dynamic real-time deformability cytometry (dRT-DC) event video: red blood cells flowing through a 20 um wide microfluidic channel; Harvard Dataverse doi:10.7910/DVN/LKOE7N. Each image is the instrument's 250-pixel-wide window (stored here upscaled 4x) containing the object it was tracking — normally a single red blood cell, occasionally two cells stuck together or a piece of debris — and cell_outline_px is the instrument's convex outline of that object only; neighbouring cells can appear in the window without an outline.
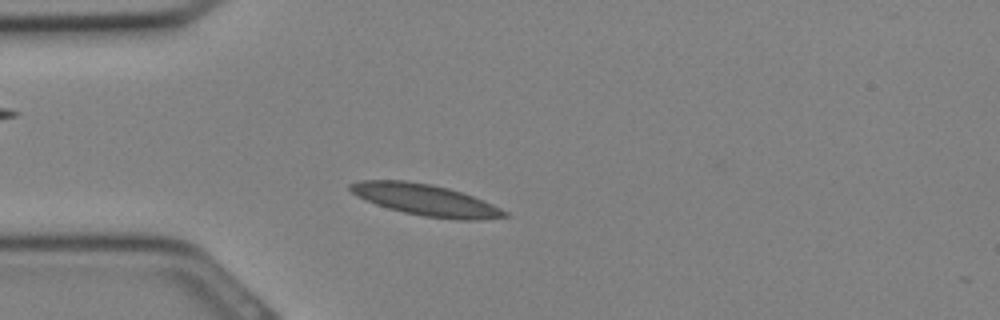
{"species": "Egyptian fruit bat (a non-hibernating species)", "species_latin": "Rousettus aegyptiacus", "temperature_condition": "cold", "stored_images_in_passage": 10, "camera_frame_rate_fps": 3000, "um_per_image_px": 0.085, "animal": {"sex": "female"}, "frame": {"image": 1, "passage_image": 5, "time_ms": 1.333, "image_size_px": [1000, 320], "cell_outline_px": [[508, 216], [476, 220], [456, 220], [424, 216], [404, 212], [388, 208], [376, 204], [356, 196], [348, 188], [348, 184], [360, 180], [408, 180], [432, 184], [448, 188], [484, 200], [508, 212]], "centroid_in_image_um": [36.15, 16.98], "position_along_channel_um": 48.9, "area_um2": 28.21}}
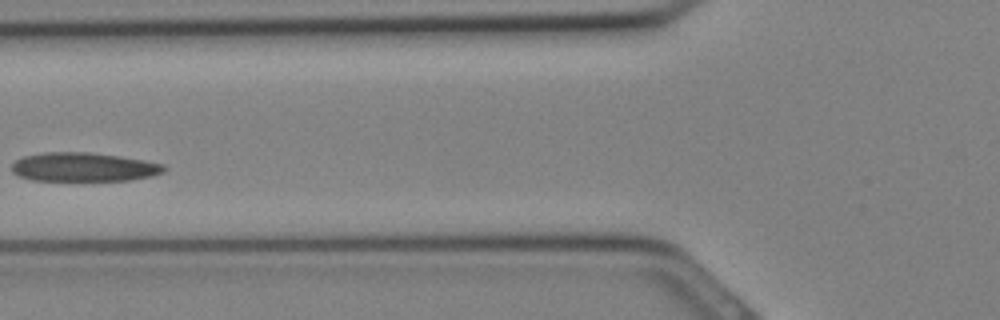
{"frame": {"image": 2, "passage_image": 9, "time_ms": 2.667, "image_size_px": [1000, 320], "cell_outline_px": [[168, 168], [164, 172], [152, 176], [128, 180], [32, 180], [16, 176], [12, 172], [12, 164], [16, 160], [24, 156], [44, 152], [88, 152], [144, 160], [164, 164]], "centroid_in_image_um": [7.1, 14.2], "position_along_channel_um": 118.7, "area_um2": 25.61}}